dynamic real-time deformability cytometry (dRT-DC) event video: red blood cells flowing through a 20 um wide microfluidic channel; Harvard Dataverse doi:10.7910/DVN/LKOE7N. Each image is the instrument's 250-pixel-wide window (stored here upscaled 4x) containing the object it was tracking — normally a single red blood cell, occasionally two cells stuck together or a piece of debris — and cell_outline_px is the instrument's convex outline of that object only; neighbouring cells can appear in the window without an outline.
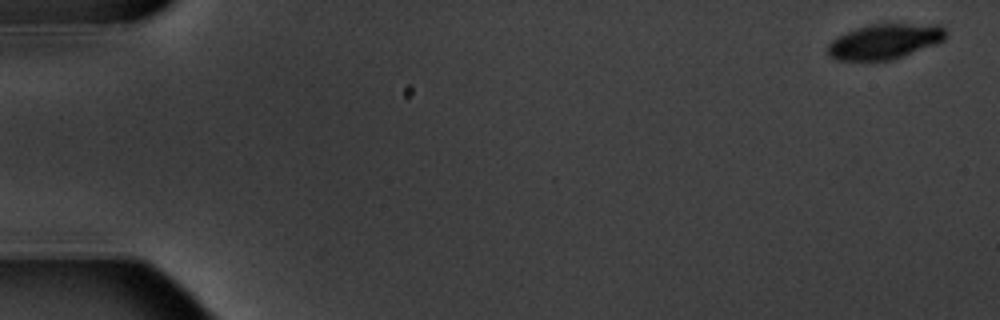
{"species": "common noctule bat (a hibernating species)", "species_latin": "Nyctalus noctula", "temperature_condition": "warm", "stored_images_in_passage": 7, "camera_frame_rate_fps": 3000, "um_per_image_px": 0.085, "animal": {"sex": "male", "body_mass_g": 20.1, "forearm_length_mm": 53.5}, "frame": {"image": 1, "passage_image": 1, "time_ms": 0.0, "image_size_px": [1000, 320], "cell_outline_px": [[948, 36], [944, 40], [936, 44], [888, 60], [836, 60], [828, 56], [828, 44], [832, 40], [856, 28], [872, 24], [940, 24], [948, 32]], "centroid_in_image_um": [75.23, 3.51], "position_along_channel_um": 9.8, "area_um2": 23.93}}
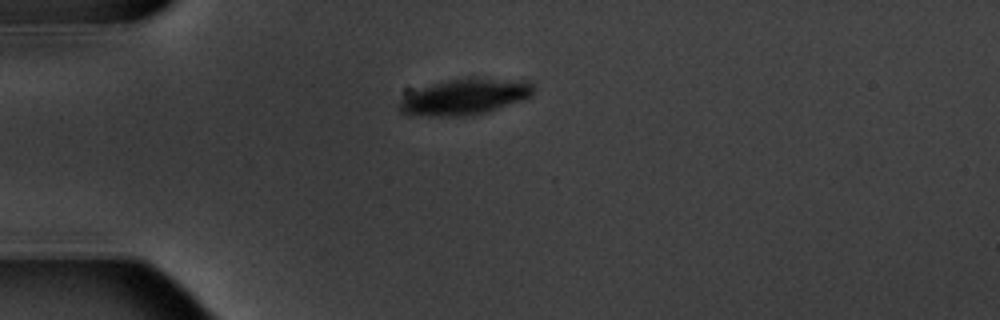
{"frame": {"image": 2, "passage_image": 5, "time_ms": 4.667, "image_size_px": [1000, 320], "cell_outline_px": [[536, 88], [532, 96], [488, 112], [472, 116], [408, 116], [400, 112], [396, 104], [400, 100], [420, 88], [448, 80], [468, 76], [476, 76], [528, 80]], "centroid_in_image_um": [39.55, 8.22], "position_along_channel_um": 45.4, "area_um2": 28.9}}
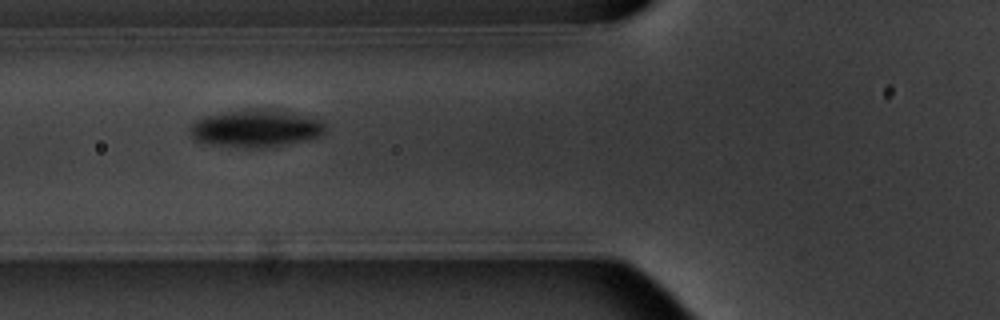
{"frame": {"image": 3, "passage_image": 7, "time_ms": 7.0, "image_size_px": [1000, 320], "cell_outline_px": [[324, 132], [320, 136], [308, 140], [272, 148], [236, 148], [208, 144], [196, 140], [188, 132], [188, 128], [196, 120], [204, 116], [244, 108], [276, 108], [320, 120], [324, 124]], "centroid_in_image_um": [21.72, 10.92], "position_along_channel_um": 104.1, "area_um2": 30.4}}